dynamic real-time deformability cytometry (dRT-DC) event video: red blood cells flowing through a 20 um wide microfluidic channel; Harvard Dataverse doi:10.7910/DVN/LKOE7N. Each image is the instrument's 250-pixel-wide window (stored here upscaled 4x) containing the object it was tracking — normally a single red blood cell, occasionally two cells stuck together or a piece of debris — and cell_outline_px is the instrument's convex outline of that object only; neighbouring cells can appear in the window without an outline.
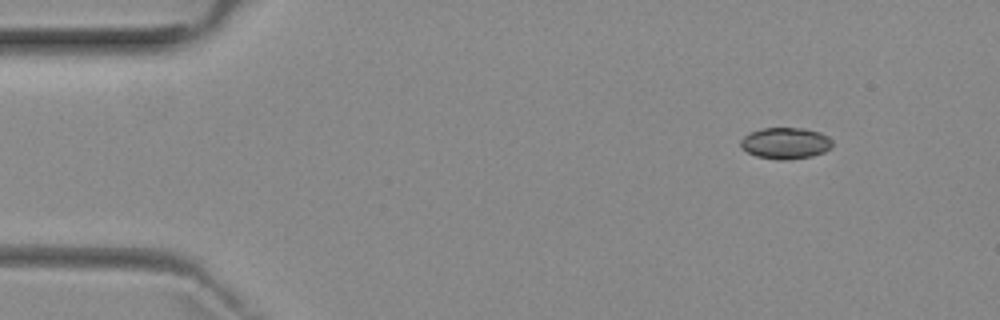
{"species": "common noctule bat (a hibernating species)", "species_latin": "Nyctalus noctula", "temperature_condition": "room temperature", "stored_images_in_passage": 5, "camera_frame_rate_fps": 3000, "um_per_image_px": 0.085, "animal": {"sex": "female", "body_mass_g": 29.2, "forearm_length_mm": 56.3}, "frame": {"image": 1, "passage_image": 5, "time_ms": 11.0, "image_size_px": [1000, 320], "cell_outline_px": [[832, 148], [824, 152], [812, 156], [788, 160], [780, 160], [756, 156], [748, 152], [740, 144], [740, 140], [744, 136], [760, 128], [804, 128], [820, 132], [828, 136], [832, 140]], "centroid_in_image_um": [66.8, 12.17], "position_along_channel_um": 18.2, "area_um2": 16.82}}